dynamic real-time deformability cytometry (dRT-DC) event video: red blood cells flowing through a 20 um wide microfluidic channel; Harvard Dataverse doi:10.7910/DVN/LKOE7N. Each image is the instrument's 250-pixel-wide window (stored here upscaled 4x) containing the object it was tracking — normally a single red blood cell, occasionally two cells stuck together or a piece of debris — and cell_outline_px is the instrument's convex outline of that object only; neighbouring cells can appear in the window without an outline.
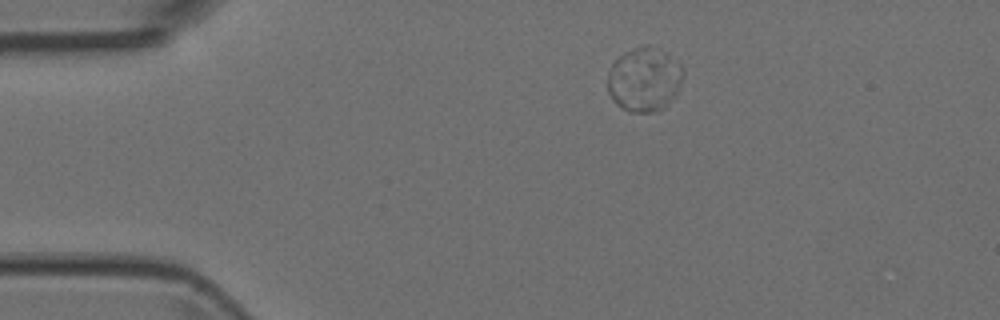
{"species": "Egyptian fruit bat (a non-hibernating species)", "species_latin": "Rousettus aegyptiacus", "temperature_condition": "room temperature", "stored_images_in_passage": 4, "camera_frame_rate_fps": 3000, "um_per_image_px": 0.085, "animal": {"sex": "female"}, "frame": {"image": 1, "passage_image": 4, "time_ms": 1.0, "image_size_px": [1000, 320], "cell_outline_px": [[684, 76], [676, 96], [664, 108], [648, 112], [628, 112], [616, 104], [612, 100], [608, 92], [608, 72], [612, 60], [624, 52], [644, 44], [656, 44], [668, 52], [684, 68]], "centroid_in_image_um": [54.78, 6.7], "position_along_channel_um": 30.2, "area_um2": 29.19}}